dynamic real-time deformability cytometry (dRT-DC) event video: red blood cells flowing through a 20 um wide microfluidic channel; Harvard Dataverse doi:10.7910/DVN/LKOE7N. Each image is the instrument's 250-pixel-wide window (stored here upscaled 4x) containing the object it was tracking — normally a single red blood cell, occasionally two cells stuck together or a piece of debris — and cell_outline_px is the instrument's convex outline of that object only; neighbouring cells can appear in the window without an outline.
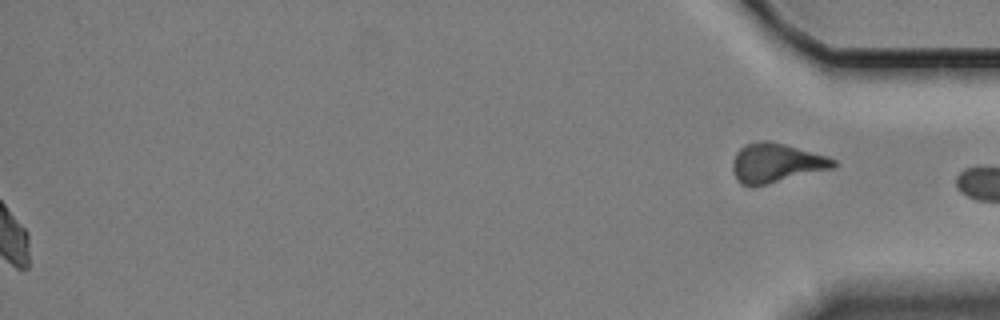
{"species": "Egyptian fruit bat (a non-hibernating species)", "species_latin": "Rousettus aegyptiacus", "temperature_condition": "cold", "stored_images_in_passage": 59, "segment_of_instrument_passage": [2, 2], "camera_frame_rate_fps": 3000, "um_per_image_px": 0.085, "animal": {"sex": "female"}, "frame": {"image": 1, "passage_image": 59, "time_ms": 19.333, "image_size_px": [1000, 320], "cell_outline_px": [[836, 168], [752, 188], [740, 184], [736, 180], [732, 168], [732, 160], [736, 152], [744, 144], [760, 140], [768, 140], [784, 144], [828, 156], [836, 160]], "centroid_in_image_um": [65.95, 13.87], "position_along_channel_um": 369.2, "area_um2": 23.64}}